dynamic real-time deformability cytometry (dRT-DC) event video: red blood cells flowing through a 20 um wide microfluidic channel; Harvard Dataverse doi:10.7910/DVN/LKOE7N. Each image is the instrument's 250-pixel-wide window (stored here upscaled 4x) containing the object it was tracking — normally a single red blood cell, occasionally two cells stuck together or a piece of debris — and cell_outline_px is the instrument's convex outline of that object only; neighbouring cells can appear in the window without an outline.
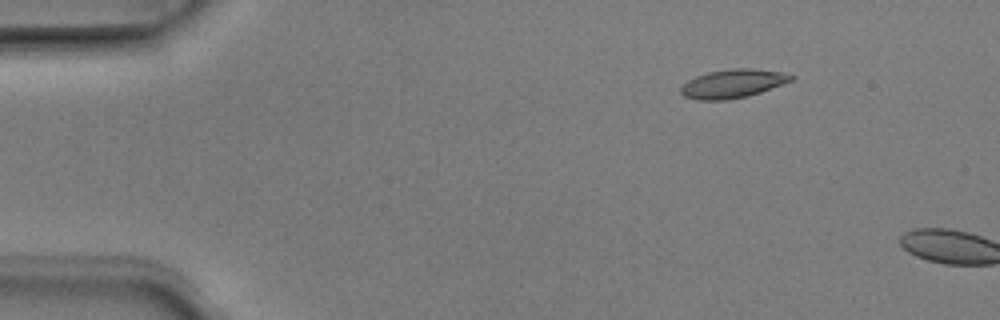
{"species": "Egyptian fruit bat (a non-hibernating species)", "species_latin": "Rousettus aegyptiacus", "temperature_condition": "room temperature", "stored_images_in_passage": 3, "camera_frame_rate_fps": 3000, "um_per_image_px": 0.085, "animal": {"sex": "male"}, "frame": {"image": 1, "passage_image": 2, "time_ms": 0.333, "image_size_px": [1000, 320], "cell_outline_px": [[796, 76], [792, 80], [760, 92], [748, 96], [728, 100], [696, 100], [684, 96], [680, 92], [680, 88], [688, 80], [696, 76], [708, 72], [732, 68], [752, 68], [784, 72]], "centroid_in_image_um": [62.28, 7.1], "position_along_channel_um": 22.7, "area_um2": 18.44}}